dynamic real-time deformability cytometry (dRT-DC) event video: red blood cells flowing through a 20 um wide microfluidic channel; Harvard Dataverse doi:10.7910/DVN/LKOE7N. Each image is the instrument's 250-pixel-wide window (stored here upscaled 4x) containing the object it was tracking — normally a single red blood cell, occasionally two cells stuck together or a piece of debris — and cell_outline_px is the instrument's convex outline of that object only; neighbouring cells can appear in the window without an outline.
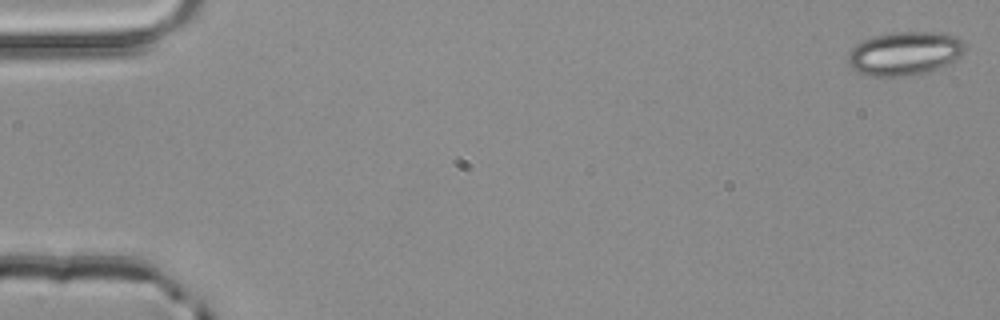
{"species": "common noctule bat (a hibernating species)", "species_latin": "Nyctalus noctula", "temperature_condition": "room temperature", "stored_images_in_passage": 3, "camera_frame_rate_fps": 3000, "um_per_image_px": 0.085, "animal": {"sex": "male", "body_mass_g": 20.4}, "frame": {"image": 1, "passage_image": 1, "time_ms": 0.0, "image_size_px": [1000, 320], "cell_outline_px": [[968, 48], [960, 56], [928, 72], [904, 76], [868, 76], [856, 72], [848, 64], [848, 52], [856, 44], [864, 40], [876, 36], [892, 32], [944, 32], [960, 36], [964, 40]], "centroid_in_image_um": [76.92, 4.52], "position_along_channel_um": 8.1, "area_um2": 30.0}}
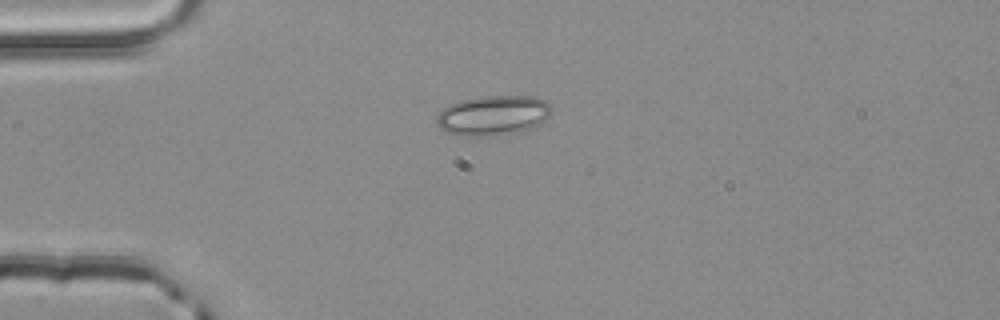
{"frame": {"image": 2, "passage_image": 3, "time_ms": 0.667, "image_size_px": [1000, 320], "cell_outline_px": [[552, 112], [540, 124], [532, 128], [516, 132], [476, 136], [472, 136], [448, 132], [440, 128], [436, 120], [436, 116], [448, 104], [460, 100], [484, 96], [532, 96], [544, 100], [548, 104]], "centroid_in_image_um": [41.91, 9.78], "position_along_channel_um": 43.1, "area_um2": 26.3}}